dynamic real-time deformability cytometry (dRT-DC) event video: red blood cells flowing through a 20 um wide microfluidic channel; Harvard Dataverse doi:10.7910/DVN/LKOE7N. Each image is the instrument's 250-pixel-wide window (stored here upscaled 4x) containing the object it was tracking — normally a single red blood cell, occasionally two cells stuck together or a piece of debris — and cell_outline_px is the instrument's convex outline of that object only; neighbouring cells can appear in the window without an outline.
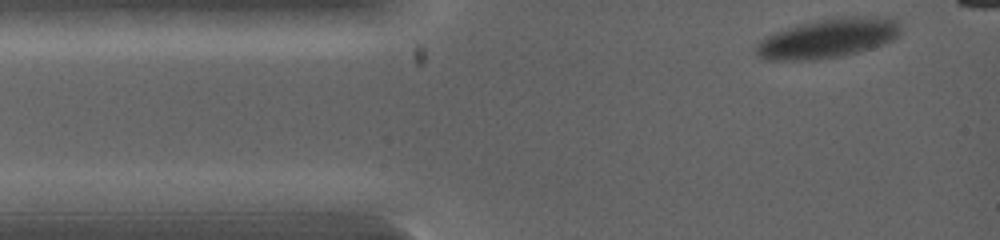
{"species": "common noctule bat (a hibernating species)", "species_latin": "Nyctalus noctula", "temperature_condition": "warm", "stored_images_in_passage": 2, "camera_frame_rate_fps": 5000, "um_per_image_px": 0.085, "animal": {"sex": "female", "body_mass_g": 19.0, "forearm_length_mm": 53.3}, "frame": {"image": 1, "passage_image": 1, "time_ms": 0.0, "image_size_px": [1000, 240], "cell_outline_px": [[900, 32], [892, 40], [884, 44], [856, 52], [840, 56], [816, 60], [764, 60], [752, 48], [764, 36], [800, 24], [844, 16], [892, 16], [900, 24]], "centroid_in_image_um": [70.38, 3.25], "position_along_channel_um": 14.6, "area_um2": 33.23}}